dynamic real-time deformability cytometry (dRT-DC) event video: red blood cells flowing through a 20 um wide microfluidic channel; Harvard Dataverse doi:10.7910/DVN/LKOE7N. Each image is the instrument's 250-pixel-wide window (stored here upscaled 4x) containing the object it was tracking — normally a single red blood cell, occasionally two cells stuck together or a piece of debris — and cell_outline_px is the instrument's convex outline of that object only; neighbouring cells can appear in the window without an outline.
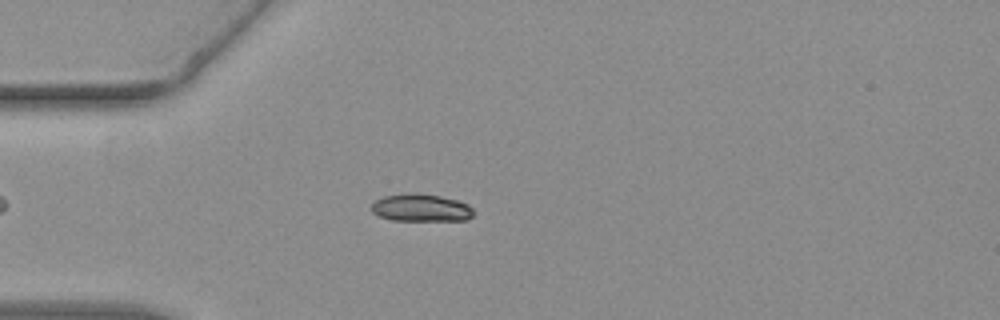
{"species": "common noctule bat (a hibernating species)", "species_latin": "Nyctalus noctula", "temperature_condition": "warm", "stored_images_in_passage": 53, "camera_frame_rate_fps": 3000, "um_per_image_px": 0.085, "animal": {"sex": "female", "body_mass_g": 19.3, "forearm_length_mm": 54.1}, "frame": {"image": 1, "passage_image": 14, "time_ms": 4.333, "image_size_px": [1000, 320], "cell_outline_px": [[472, 216], [468, 220], [392, 220], [380, 216], [372, 212], [372, 204], [376, 200], [384, 196], [408, 192], [416, 192], [440, 196], [460, 200], [468, 204], [472, 208]], "centroid_in_image_um": [35.8, 17.64], "position_along_channel_um": 49.2, "area_um2": 16.47}}
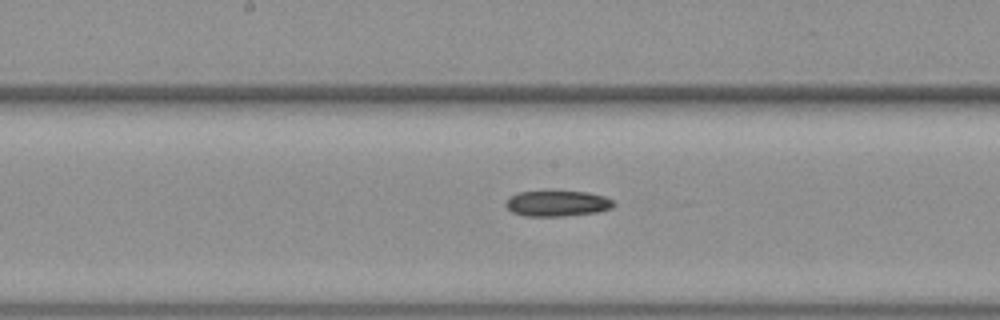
{"frame": {"image": 2, "passage_image": 27, "time_ms": 8.667, "image_size_px": [1000, 320], "cell_outline_px": [[616, 204], [612, 208], [596, 212], [564, 216], [524, 216], [512, 212], [504, 204], [516, 192], [588, 192], [604, 196], [612, 200]], "centroid_in_image_um": [47.38, 17.3], "position_along_channel_um": 200.8, "area_um2": 15.95}}
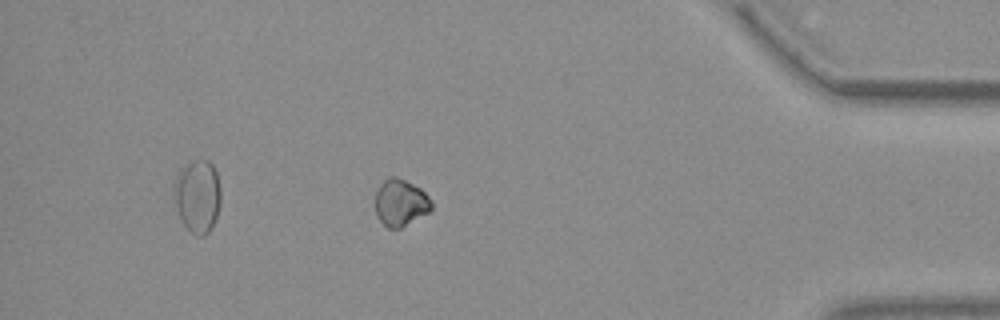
{"frame": {"image": 3, "passage_image": 46, "time_ms": 15.0, "image_size_px": [1000, 320], "cell_outline_px": [[432, 208], [428, 212], [400, 228], [388, 228], [376, 216], [372, 204], [372, 200], [380, 184], [388, 176], [396, 176], [420, 188], [432, 200]], "centroid_in_image_um": [33.98, 17.21], "position_along_channel_um": 401.2, "area_um2": 15.61}}